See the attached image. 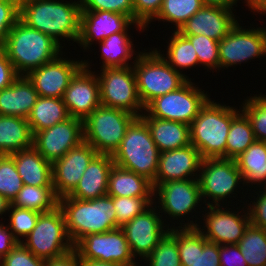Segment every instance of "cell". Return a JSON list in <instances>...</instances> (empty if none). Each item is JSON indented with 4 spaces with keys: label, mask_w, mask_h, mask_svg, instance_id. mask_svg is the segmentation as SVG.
I'll list each match as a JSON object with an SVG mask.
<instances>
[{
    "label": "cell",
    "mask_w": 266,
    "mask_h": 266,
    "mask_svg": "<svg viewBox=\"0 0 266 266\" xmlns=\"http://www.w3.org/2000/svg\"><path fill=\"white\" fill-rule=\"evenodd\" d=\"M81 11L80 0L71 3L37 0L20 7L19 19L27 26L51 36L59 44L62 38L78 43Z\"/></svg>",
    "instance_id": "cell-1"
},
{
    "label": "cell",
    "mask_w": 266,
    "mask_h": 266,
    "mask_svg": "<svg viewBox=\"0 0 266 266\" xmlns=\"http://www.w3.org/2000/svg\"><path fill=\"white\" fill-rule=\"evenodd\" d=\"M58 207L74 246L87 235L118 228L112 196L108 194L91 200H79L67 195L58 199Z\"/></svg>",
    "instance_id": "cell-2"
},
{
    "label": "cell",
    "mask_w": 266,
    "mask_h": 266,
    "mask_svg": "<svg viewBox=\"0 0 266 266\" xmlns=\"http://www.w3.org/2000/svg\"><path fill=\"white\" fill-rule=\"evenodd\" d=\"M60 45L51 36L27 26L19 19L10 30L3 48L16 72L27 75L62 54L63 46Z\"/></svg>",
    "instance_id": "cell-3"
},
{
    "label": "cell",
    "mask_w": 266,
    "mask_h": 266,
    "mask_svg": "<svg viewBox=\"0 0 266 266\" xmlns=\"http://www.w3.org/2000/svg\"><path fill=\"white\" fill-rule=\"evenodd\" d=\"M241 111L210 99L190 124V143L202 159L226 158V142L231 121Z\"/></svg>",
    "instance_id": "cell-4"
},
{
    "label": "cell",
    "mask_w": 266,
    "mask_h": 266,
    "mask_svg": "<svg viewBox=\"0 0 266 266\" xmlns=\"http://www.w3.org/2000/svg\"><path fill=\"white\" fill-rule=\"evenodd\" d=\"M160 151L146 122L136 117L127 127L118 149L112 155L114 164L148 179L154 188Z\"/></svg>",
    "instance_id": "cell-5"
},
{
    "label": "cell",
    "mask_w": 266,
    "mask_h": 266,
    "mask_svg": "<svg viewBox=\"0 0 266 266\" xmlns=\"http://www.w3.org/2000/svg\"><path fill=\"white\" fill-rule=\"evenodd\" d=\"M154 49L140 52L133 63L138 94L144 107L156 97L177 90L189 80L185 74L171 67L160 51Z\"/></svg>",
    "instance_id": "cell-6"
},
{
    "label": "cell",
    "mask_w": 266,
    "mask_h": 266,
    "mask_svg": "<svg viewBox=\"0 0 266 266\" xmlns=\"http://www.w3.org/2000/svg\"><path fill=\"white\" fill-rule=\"evenodd\" d=\"M136 117L128 111L100 105L83 121V141L98 154L112 156Z\"/></svg>",
    "instance_id": "cell-7"
},
{
    "label": "cell",
    "mask_w": 266,
    "mask_h": 266,
    "mask_svg": "<svg viewBox=\"0 0 266 266\" xmlns=\"http://www.w3.org/2000/svg\"><path fill=\"white\" fill-rule=\"evenodd\" d=\"M193 85L195 84L189 79L177 90L156 97L145 106L144 113L146 115L142 113L141 116H151L190 125L210 99L204 90Z\"/></svg>",
    "instance_id": "cell-8"
},
{
    "label": "cell",
    "mask_w": 266,
    "mask_h": 266,
    "mask_svg": "<svg viewBox=\"0 0 266 266\" xmlns=\"http://www.w3.org/2000/svg\"><path fill=\"white\" fill-rule=\"evenodd\" d=\"M25 238V242L22 240L21 243L43 260L60 257L74 249L59 207L50 212L40 213L34 229Z\"/></svg>",
    "instance_id": "cell-9"
},
{
    "label": "cell",
    "mask_w": 266,
    "mask_h": 266,
    "mask_svg": "<svg viewBox=\"0 0 266 266\" xmlns=\"http://www.w3.org/2000/svg\"><path fill=\"white\" fill-rule=\"evenodd\" d=\"M100 71L97 78L101 105L122 109L140 117L145 107L138 94L133 67L101 68Z\"/></svg>",
    "instance_id": "cell-10"
},
{
    "label": "cell",
    "mask_w": 266,
    "mask_h": 266,
    "mask_svg": "<svg viewBox=\"0 0 266 266\" xmlns=\"http://www.w3.org/2000/svg\"><path fill=\"white\" fill-rule=\"evenodd\" d=\"M241 181L243 178L235 159L222 157L202 159L198 182L202 199L212 198L213 202L208 201L207 205L218 206L221 200L223 202L230 194H236L233 192Z\"/></svg>",
    "instance_id": "cell-11"
},
{
    "label": "cell",
    "mask_w": 266,
    "mask_h": 266,
    "mask_svg": "<svg viewBox=\"0 0 266 266\" xmlns=\"http://www.w3.org/2000/svg\"><path fill=\"white\" fill-rule=\"evenodd\" d=\"M74 249L80 259L114 262L123 266H138L134 262L121 227L105 233L87 235L74 246Z\"/></svg>",
    "instance_id": "cell-12"
},
{
    "label": "cell",
    "mask_w": 266,
    "mask_h": 266,
    "mask_svg": "<svg viewBox=\"0 0 266 266\" xmlns=\"http://www.w3.org/2000/svg\"><path fill=\"white\" fill-rule=\"evenodd\" d=\"M266 55V29H244L237 24L219 41V69Z\"/></svg>",
    "instance_id": "cell-13"
},
{
    "label": "cell",
    "mask_w": 266,
    "mask_h": 266,
    "mask_svg": "<svg viewBox=\"0 0 266 266\" xmlns=\"http://www.w3.org/2000/svg\"><path fill=\"white\" fill-rule=\"evenodd\" d=\"M221 205H207L208 212L204 215L205 226L201 227L190 221L183 227H197L205 239L218 245L238 244L246 228L250 224L248 210L243 215L238 212L224 210ZM241 216V217H240ZM206 227V228H205ZM206 229V230H205ZM205 230V231H203ZM206 232V233H205Z\"/></svg>",
    "instance_id": "cell-14"
},
{
    "label": "cell",
    "mask_w": 266,
    "mask_h": 266,
    "mask_svg": "<svg viewBox=\"0 0 266 266\" xmlns=\"http://www.w3.org/2000/svg\"><path fill=\"white\" fill-rule=\"evenodd\" d=\"M83 142V121L70 117L33 135V147L53 163Z\"/></svg>",
    "instance_id": "cell-15"
},
{
    "label": "cell",
    "mask_w": 266,
    "mask_h": 266,
    "mask_svg": "<svg viewBox=\"0 0 266 266\" xmlns=\"http://www.w3.org/2000/svg\"><path fill=\"white\" fill-rule=\"evenodd\" d=\"M89 67L84 60L62 97L69 116L82 121L101 105L99 81Z\"/></svg>",
    "instance_id": "cell-16"
},
{
    "label": "cell",
    "mask_w": 266,
    "mask_h": 266,
    "mask_svg": "<svg viewBox=\"0 0 266 266\" xmlns=\"http://www.w3.org/2000/svg\"><path fill=\"white\" fill-rule=\"evenodd\" d=\"M158 211L151 205L121 227L134 258L139 255V257L145 259L158 245L160 239L169 231V227L166 229L164 221L161 220L162 217L159 213L162 212Z\"/></svg>",
    "instance_id": "cell-17"
},
{
    "label": "cell",
    "mask_w": 266,
    "mask_h": 266,
    "mask_svg": "<svg viewBox=\"0 0 266 266\" xmlns=\"http://www.w3.org/2000/svg\"><path fill=\"white\" fill-rule=\"evenodd\" d=\"M97 154L91 145L83 141L52 163L53 188L58 198L69 195L75 189Z\"/></svg>",
    "instance_id": "cell-18"
},
{
    "label": "cell",
    "mask_w": 266,
    "mask_h": 266,
    "mask_svg": "<svg viewBox=\"0 0 266 266\" xmlns=\"http://www.w3.org/2000/svg\"><path fill=\"white\" fill-rule=\"evenodd\" d=\"M83 67V61L58 56L53 61L31 70L26 76L41 97L62 98L71 79Z\"/></svg>",
    "instance_id": "cell-19"
},
{
    "label": "cell",
    "mask_w": 266,
    "mask_h": 266,
    "mask_svg": "<svg viewBox=\"0 0 266 266\" xmlns=\"http://www.w3.org/2000/svg\"><path fill=\"white\" fill-rule=\"evenodd\" d=\"M156 193V194H155ZM158 194V195H157ZM160 209L173 220L189 215L202 201L198 179L168 181L154 187Z\"/></svg>",
    "instance_id": "cell-20"
},
{
    "label": "cell",
    "mask_w": 266,
    "mask_h": 266,
    "mask_svg": "<svg viewBox=\"0 0 266 266\" xmlns=\"http://www.w3.org/2000/svg\"><path fill=\"white\" fill-rule=\"evenodd\" d=\"M134 24L138 29L144 30L145 28L141 24L133 22L128 16L123 14L108 11H81L78 43L85 50L89 49V46H91L94 41L100 43L112 34L128 32V28Z\"/></svg>",
    "instance_id": "cell-21"
},
{
    "label": "cell",
    "mask_w": 266,
    "mask_h": 266,
    "mask_svg": "<svg viewBox=\"0 0 266 266\" xmlns=\"http://www.w3.org/2000/svg\"><path fill=\"white\" fill-rule=\"evenodd\" d=\"M178 228L176 240L181 266H220L218 244L207 241L197 227Z\"/></svg>",
    "instance_id": "cell-22"
},
{
    "label": "cell",
    "mask_w": 266,
    "mask_h": 266,
    "mask_svg": "<svg viewBox=\"0 0 266 266\" xmlns=\"http://www.w3.org/2000/svg\"><path fill=\"white\" fill-rule=\"evenodd\" d=\"M201 161L199 151L192 144L161 152L154 187L168 181L198 179Z\"/></svg>",
    "instance_id": "cell-23"
},
{
    "label": "cell",
    "mask_w": 266,
    "mask_h": 266,
    "mask_svg": "<svg viewBox=\"0 0 266 266\" xmlns=\"http://www.w3.org/2000/svg\"><path fill=\"white\" fill-rule=\"evenodd\" d=\"M232 9L203 6L178 30L182 35H205L221 41L237 24Z\"/></svg>",
    "instance_id": "cell-24"
},
{
    "label": "cell",
    "mask_w": 266,
    "mask_h": 266,
    "mask_svg": "<svg viewBox=\"0 0 266 266\" xmlns=\"http://www.w3.org/2000/svg\"><path fill=\"white\" fill-rule=\"evenodd\" d=\"M113 164L111 155L97 154L68 196L79 200H91L106 195L109 173Z\"/></svg>",
    "instance_id": "cell-25"
},
{
    "label": "cell",
    "mask_w": 266,
    "mask_h": 266,
    "mask_svg": "<svg viewBox=\"0 0 266 266\" xmlns=\"http://www.w3.org/2000/svg\"><path fill=\"white\" fill-rule=\"evenodd\" d=\"M39 95L26 75H20L0 91V115L27 119Z\"/></svg>",
    "instance_id": "cell-26"
},
{
    "label": "cell",
    "mask_w": 266,
    "mask_h": 266,
    "mask_svg": "<svg viewBox=\"0 0 266 266\" xmlns=\"http://www.w3.org/2000/svg\"><path fill=\"white\" fill-rule=\"evenodd\" d=\"M11 156L24 185L53 186L52 163L33 146Z\"/></svg>",
    "instance_id": "cell-27"
},
{
    "label": "cell",
    "mask_w": 266,
    "mask_h": 266,
    "mask_svg": "<svg viewBox=\"0 0 266 266\" xmlns=\"http://www.w3.org/2000/svg\"><path fill=\"white\" fill-rule=\"evenodd\" d=\"M140 117L146 122L152 139L160 153L191 144L190 125L151 116Z\"/></svg>",
    "instance_id": "cell-28"
},
{
    "label": "cell",
    "mask_w": 266,
    "mask_h": 266,
    "mask_svg": "<svg viewBox=\"0 0 266 266\" xmlns=\"http://www.w3.org/2000/svg\"><path fill=\"white\" fill-rule=\"evenodd\" d=\"M107 194L117 197H153L154 188L145 177L113 164L109 173Z\"/></svg>",
    "instance_id": "cell-29"
},
{
    "label": "cell",
    "mask_w": 266,
    "mask_h": 266,
    "mask_svg": "<svg viewBox=\"0 0 266 266\" xmlns=\"http://www.w3.org/2000/svg\"><path fill=\"white\" fill-rule=\"evenodd\" d=\"M33 146V134L27 119L0 115V155H11Z\"/></svg>",
    "instance_id": "cell-30"
},
{
    "label": "cell",
    "mask_w": 266,
    "mask_h": 266,
    "mask_svg": "<svg viewBox=\"0 0 266 266\" xmlns=\"http://www.w3.org/2000/svg\"><path fill=\"white\" fill-rule=\"evenodd\" d=\"M70 118L62 98L39 96L27 118L32 134Z\"/></svg>",
    "instance_id": "cell-31"
},
{
    "label": "cell",
    "mask_w": 266,
    "mask_h": 266,
    "mask_svg": "<svg viewBox=\"0 0 266 266\" xmlns=\"http://www.w3.org/2000/svg\"><path fill=\"white\" fill-rule=\"evenodd\" d=\"M244 183H257L266 187V142L255 141L235 158ZM264 182V183H263Z\"/></svg>",
    "instance_id": "cell-32"
},
{
    "label": "cell",
    "mask_w": 266,
    "mask_h": 266,
    "mask_svg": "<svg viewBox=\"0 0 266 266\" xmlns=\"http://www.w3.org/2000/svg\"><path fill=\"white\" fill-rule=\"evenodd\" d=\"M131 40L127 32H118L100 42L103 59L101 68L132 66L127 62L135 54Z\"/></svg>",
    "instance_id": "cell-33"
},
{
    "label": "cell",
    "mask_w": 266,
    "mask_h": 266,
    "mask_svg": "<svg viewBox=\"0 0 266 266\" xmlns=\"http://www.w3.org/2000/svg\"><path fill=\"white\" fill-rule=\"evenodd\" d=\"M58 199L53 186L24 185L11 204L19 208L45 213L58 207Z\"/></svg>",
    "instance_id": "cell-34"
},
{
    "label": "cell",
    "mask_w": 266,
    "mask_h": 266,
    "mask_svg": "<svg viewBox=\"0 0 266 266\" xmlns=\"http://www.w3.org/2000/svg\"><path fill=\"white\" fill-rule=\"evenodd\" d=\"M256 141L251 123L239 113L232 121L226 142V158L235 159Z\"/></svg>",
    "instance_id": "cell-35"
},
{
    "label": "cell",
    "mask_w": 266,
    "mask_h": 266,
    "mask_svg": "<svg viewBox=\"0 0 266 266\" xmlns=\"http://www.w3.org/2000/svg\"><path fill=\"white\" fill-rule=\"evenodd\" d=\"M237 245L248 266L266 265V231L263 228L249 224Z\"/></svg>",
    "instance_id": "cell-36"
},
{
    "label": "cell",
    "mask_w": 266,
    "mask_h": 266,
    "mask_svg": "<svg viewBox=\"0 0 266 266\" xmlns=\"http://www.w3.org/2000/svg\"><path fill=\"white\" fill-rule=\"evenodd\" d=\"M172 35L167 46V57L163 56L167 63L179 73H182L180 68L187 69L198 65V56L191 41L176 30Z\"/></svg>",
    "instance_id": "cell-37"
},
{
    "label": "cell",
    "mask_w": 266,
    "mask_h": 266,
    "mask_svg": "<svg viewBox=\"0 0 266 266\" xmlns=\"http://www.w3.org/2000/svg\"><path fill=\"white\" fill-rule=\"evenodd\" d=\"M203 6L202 0H163L161 9L154 19L175 23L178 31Z\"/></svg>",
    "instance_id": "cell-38"
},
{
    "label": "cell",
    "mask_w": 266,
    "mask_h": 266,
    "mask_svg": "<svg viewBox=\"0 0 266 266\" xmlns=\"http://www.w3.org/2000/svg\"><path fill=\"white\" fill-rule=\"evenodd\" d=\"M170 231L160 239L158 245L144 259L149 266H181L180 255L177 248L176 227L169 228Z\"/></svg>",
    "instance_id": "cell-39"
},
{
    "label": "cell",
    "mask_w": 266,
    "mask_h": 266,
    "mask_svg": "<svg viewBox=\"0 0 266 266\" xmlns=\"http://www.w3.org/2000/svg\"><path fill=\"white\" fill-rule=\"evenodd\" d=\"M24 186L11 155H0V195L10 203Z\"/></svg>",
    "instance_id": "cell-40"
},
{
    "label": "cell",
    "mask_w": 266,
    "mask_h": 266,
    "mask_svg": "<svg viewBox=\"0 0 266 266\" xmlns=\"http://www.w3.org/2000/svg\"><path fill=\"white\" fill-rule=\"evenodd\" d=\"M114 210L116 212V224L122 227L131 221L135 216L144 212L151 205H154L155 198L152 197H117L112 196Z\"/></svg>",
    "instance_id": "cell-41"
},
{
    "label": "cell",
    "mask_w": 266,
    "mask_h": 266,
    "mask_svg": "<svg viewBox=\"0 0 266 266\" xmlns=\"http://www.w3.org/2000/svg\"><path fill=\"white\" fill-rule=\"evenodd\" d=\"M241 112L249 119L256 141L266 142V95L246 99Z\"/></svg>",
    "instance_id": "cell-42"
},
{
    "label": "cell",
    "mask_w": 266,
    "mask_h": 266,
    "mask_svg": "<svg viewBox=\"0 0 266 266\" xmlns=\"http://www.w3.org/2000/svg\"><path fill=\"white\" fill-rule=\"evenodd\" d=\"M8 212H10V215H8L10 222L7 227L12 232L13 237L18 242H21L20 237L28 236L34 229L40 213L26 208H19L12 204Z\"/></svg>",
    "instance_id": "cell-43"
},
{
    "label": "cell",
    "mask_w": 266,
    "mask_h": 266,
    "mask_svg": "<svg viewBox=\"0 0 266 266\" xmlns=\"http://www.w3.org/2000/svg\"><path fill=\"white\" fill-rule=\"evenodd\" d=\"M192 43L198 56L199 64L208 69L219 70V41L206 37L205 35H184Z\"/></svg>",
    "instance_id": "cell-44"
},
{
    "label": "cell",
    "mask_w": 266,
    "mask_h": 266,
    "mask_svg": "<svg viewBox=\"0 0 266 266\" xmlns=\"http://www.w3.org/2000/svg\"><path fill=\"white\" fill-rule=\"evenodd\" d=\"M82 11H108L128 16L134 22L133 0H80Z\"/></svg>",
    "instance_id": "cell-45"
},
{
    "label": "cell",
    "mask_w": 266,
    "mask_h": 266,
    "mask_svg": "<svg viewBox=\"0 0 266 266\" xmlns=\"http://www.w3.org/2000/svg\"><path fill=\"white\" fill-rule=\"evenodd\" d=\"M0 266H45V260L36 257L21 242L5 255Z\"/></svg>",
    "instance_id": "cell-46"
},
{
    "label": "cell",
    "mask_w": 266,
    "mask_h": 266,
    "mask_svg": "<svg viewBox=\"0 0 266 266\" xmlns=\"http://www.w3.org/2000/svg\"><path fill=\"white\" fill-rule=\"evenodd\" d=\"M20 8L15 0H0V47H3L13 25L19 20Z\"/></svg>",
    "instance_id": "cell-47"
},
{
    "label": "cell",
    "mask_w": 266,
    "mask_h": 266,
    "mask_svg": "<svg viewBox=\"0 0 266 266\" xmlns=\"http://www.w3.org/2000/svg\"><path fill=\"white\" fill-rule=\"evenodd\" d=\"M163 0H133L134 22L148 27V24L158 15Z\"/></svg>",
    "instance_id": "cell-48"
},
{
    "label": "cell",
    "mask_w": 266,
    "mask_h": 266,
    "mask_svg": "<svg viewBox=\"0 0 266 266\" xmlns=\"http://www.w3.org/2000/svg\"><path fill=\"white\" fill-rule=\"evenodd\" d=\"M263 190L264 191H259L260 194H258V197L255 200L256 202H252V206H248L247 210L249 213L250 224L263 228L266 231V187H264Z\"/></svg>",
    "instance_id": "cell-49"
},
{
    "label": "cell",
    "mask_w": 266,
    "mask_h": 266,
    "mask_svg": "<svg viewBox=\"0 0 266 266\" xmlns=\"http://www.w3.org/2000/svg\"><path fill=\"white\" fill-rule=\"evenodd\" d=\"M220 266H248L237 244L219 245Z\"/></svg>",
    "instance_id": "cell-50"
},
{
    "label": "cell",
    "mask_w": 266,
    "mask_h": 266,
    "mask_svg": "<svg viewBox=\"0 0 266 266\" xmlns=\"http://www.w3.org/2000/svg\"><path fill=\"white\" fill-rule=\"evenodd\" d=\"M19 76L8 59L5 49L0 47V91L9 87Z\"/></svg>",
    "instance_id": "cell-51"
},
{
    "label": "cell",
    "mask_w": 266,
    "mask_h": 266,
    "mask_svg": "<svg viewBox=\"0 0 266 266\" xmlns=\"http://www.w3.org/2000/svg\"><path fill=\"white\" fill-rule=\"evenodd\" d=\"M17 243L18 241L13 237L10 229L2 222V224H0V261L16 246Z\"/></svg>",
    "instance_id": "cell-52"
},
{
    "label": "cell",
    "mask_w": 266,
    "mask_h": 266,
    "mask_svg": "<svg viewBox=\"0 0 266 266\" xmlns=\"http://www.w3.org/2000/svg\"><path fill=\"white\" fill-rule=\"evenodd\" d=\"M45 266H81V259L75 249L50 260H45Z\"/></svg>",
    "instance_id": "cell-53"
},
{
    "label": "cell",
    "mask_w": 266,
    "mask_h": 266,
    "mask_svg": "<svg viewBox=\"0 0 266 266\" xmlns=\"http://www.w3.org/2000/svg\"><path fill=\"white\" fill-rule=\"evenodd\" d=\"M237 1L238 0H202V3L205 6H214L233 10V6L236 5Z\"/></svg>",
    "instance_id": "cell-54"
},
{
    "label": "cell",
    "mask_w": 266,
    "mask_h": 266,
    "mask_svg": "<svg viewBox=\"0 0 266 266\" xmlns=\"http://www.w3.org/2000/svg\"><path fill=\"white\" fill-rule=\"evenodd\" d=\"M247 5L253 12H260L262 14L263 11L266 9V0H245Z\"/></svg>",
    "instance_id": "cell-55"
},
{
    "label": "cell",
    "mask_w": 266,
    "mask_h": 266,
    "mask_svg": "<svg viewBox=\"0 0 266 266\" xmlns=\"http://www.w3.org/2000/svg\"><path fill=\"white\" fill-rule=\"evenodd\" d=\"M81 266H123L114 262L81 259Z\"/></svg>",
    "instance_id": "cell-56"
},
{
    "label": "cell",
    "mask_w": 266,
    "mask_h": 266,
    "mask_svg": "<svg viewBox=\"0 0 266 266\" xmlns=\"http://www.w3.org/2000/svg\"><path fill=\"white\" fill-rule=\"evenodd\" d=\"M11 203L2 195H0V215L4 214L6 211L8 213Z\"/></svg>",
    "instance_id": "cell-57"
},
{
    "label": "cell",
    "mask_w": 266,
    "mask_h": 266,
    "mask_svg": "<svg viewBox=\"0 0 266 266\" xmlns=\"http://www.w3.org/2000/svg\"><path fill=\"white\" fill-rule=\"evenodd\" d=\"M17 2L18 7H22L23 5L32 2V1H37V0H15Z\"/></svg>",
    "instance_id": "cell-58"
}]
</instances>
